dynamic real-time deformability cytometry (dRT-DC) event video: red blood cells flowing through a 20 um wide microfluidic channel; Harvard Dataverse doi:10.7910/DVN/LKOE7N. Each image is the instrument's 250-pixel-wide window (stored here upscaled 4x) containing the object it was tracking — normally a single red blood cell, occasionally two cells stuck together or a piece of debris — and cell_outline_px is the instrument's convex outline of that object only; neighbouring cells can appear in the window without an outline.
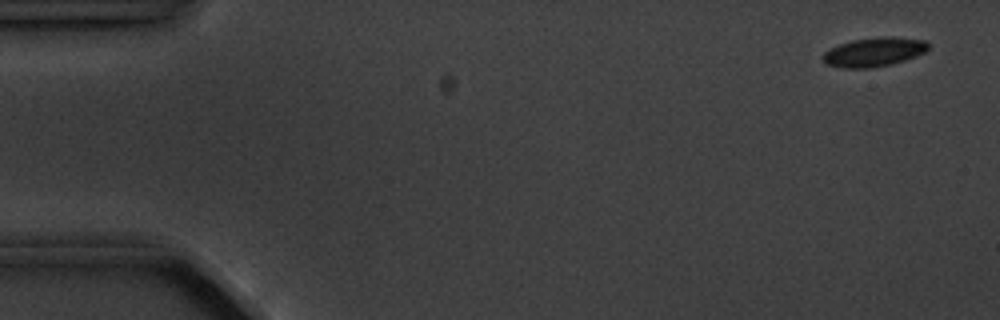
{"species": "common noctule bat (a hibernating species)", "species_latin": "Nyctalus noctula", "temperature_condition": "cold", "stored_images_in_passage": 5, "camera_frame_rate_fps": 3000, "um_per_image_px": 0.085, "animal": {"sex": "male", "body_mass_g": 20.1, "forearm_length_mm": 53.5}, "frame": {"image": 1, "passage_image": 1, "time_ms": 0.0, "image_size_px": [1000, 320], "cell_outline_px": [[928, 48], [924, 52], [916, 56], [904, 60], [872, 68], [840, 68], [824, 64], [820, 56], [824, 52], [840, 44], [852, 40], [880, 36], [888, 36], [928, 40]], "centroid_in_image_um": [74.25, 4.42], "position_along_channel_um": 10.7, "area_um2": 17.98}}
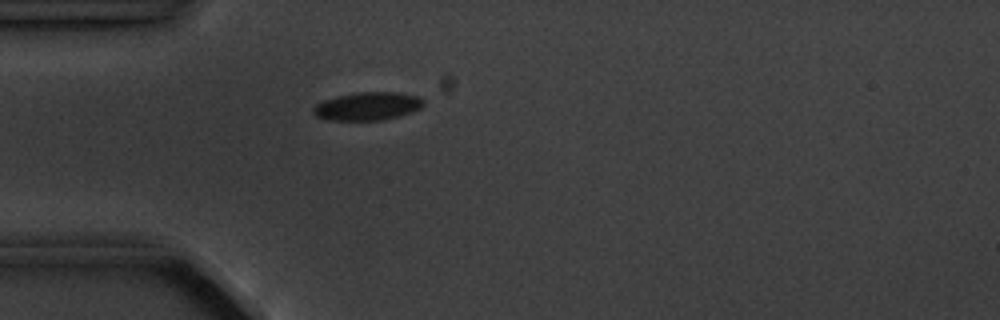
{"frame": {"image": 2, "passage_image": 5, "time_ms": 4.333, "image_size_px": [1000, 320], "cell_outline_px": [[424, 104], [420, 108], [412, 112], [400, 116], [380, 120], [328, 120], [316, 116], [312, 112], [312, 108], [316, 104], [324, 100], [336, 96], [356, 92], [400, 92], [420, 96], [424, 100]], "centroid_in_image_um": [31.26, 9.02], "position_along_channel_um": 53.7, "area_um2": 18.26}}